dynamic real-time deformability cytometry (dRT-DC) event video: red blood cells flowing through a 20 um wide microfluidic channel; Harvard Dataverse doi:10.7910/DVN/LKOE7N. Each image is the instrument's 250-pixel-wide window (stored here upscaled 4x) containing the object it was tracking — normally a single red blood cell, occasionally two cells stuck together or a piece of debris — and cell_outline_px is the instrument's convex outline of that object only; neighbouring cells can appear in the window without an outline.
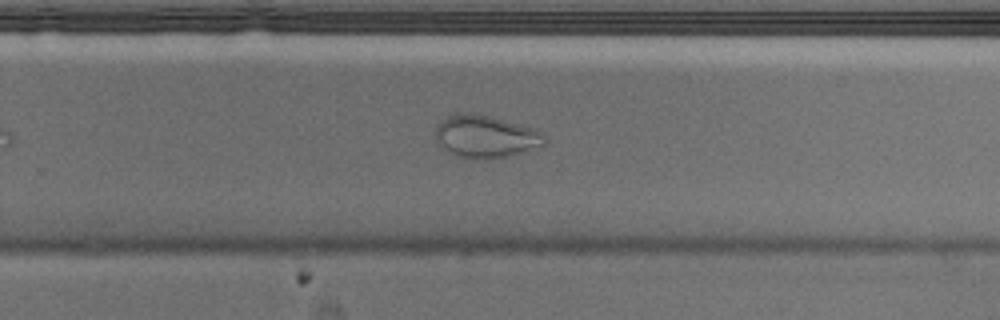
{"species": "Egyptian fruit bat (a non-hibernating species)", "species_latin": "Rousettus aegyptiacus", "temperature_condition": "cold", "stored_images_in_passage": 45, "camera_frame_rate_fps": 3000, "um_per_image_px": 0.085, "animal": {"sex": "male"}, "frame": {"image": 1, "passage_image": 26, "time_ms": 8.333, "image_size_px": [1000, 320], "cell_outline_px": [[548, 140], [544, 144], [524, 152], [508, 156], [484, 160], [476, 160], [456, 156], [440, 144], [436, 140], [436, 128], [440, 120], [448, 116], [468, 112], [488, 116], [536, 128], [544, 132]], "centroid_in_image_um": [41.33, 11.62], "position_along_channel_um": 288.5, "area_um2": 27.11}}